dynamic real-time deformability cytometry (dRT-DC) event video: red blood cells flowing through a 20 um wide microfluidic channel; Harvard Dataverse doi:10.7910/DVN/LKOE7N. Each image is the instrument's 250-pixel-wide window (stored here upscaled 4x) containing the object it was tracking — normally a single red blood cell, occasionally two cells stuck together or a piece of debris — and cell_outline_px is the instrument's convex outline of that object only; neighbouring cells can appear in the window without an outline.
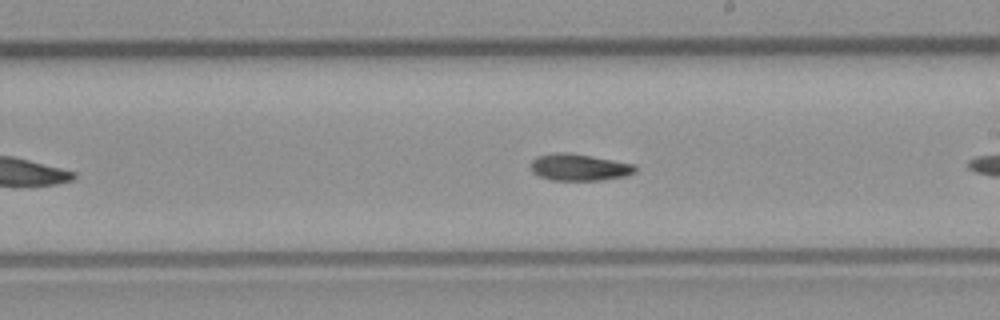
{"species": "common noctule bat (a hibernating species)", "species_latin": "Nyctalus noctula", "temperature_condition": "room temperature", "stored_images_in_passage": 24, "segment_of_instrument_passage": [2, 2], "camera_frame_rate_fps": 3000, "um_per_image_px": 0.085, "animal": {"sex": "male", "body_mass_g": 23.1, "forearm_length_mm": 52.7}, "frame": {"image": 1, "passage_image": 16, "time_ms": 5.0, "image_size_px": [1000, 320], "cell_outline_px": [[636, 172], [624, 176], [600, 180], [552, 180], [540, 176], [532, 172], [532, 160], [536, 156], [556, 152], [568, 152], [636, 164]], "centroid_in_image_um": [49.23, 14.21], "position_along_channel_um": 239.8, "area_um2": 16.24}}
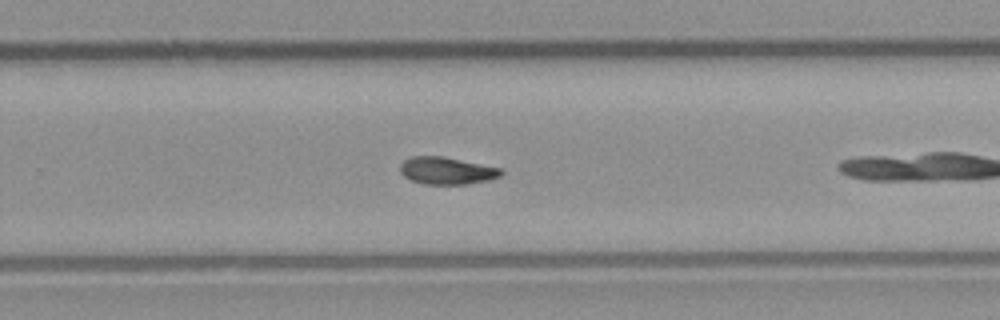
{"frame": {"image": 2, "passage_image": 20, "time_ms": 6.333, "image_size_px": [1000, 320], "cell_outline_px": [[504, 172], [500, 176], [488, 180], [468, 184], [424, 184], [412, 180], [404, 176], [400, 172], [400, 164], [404, 160], [412, 156], [444, 156], [500, 168]], "centroid_in_image_um": [37.96, 14.5], "position_along_channel_um": 291.8, "area_um2": 16.01}}
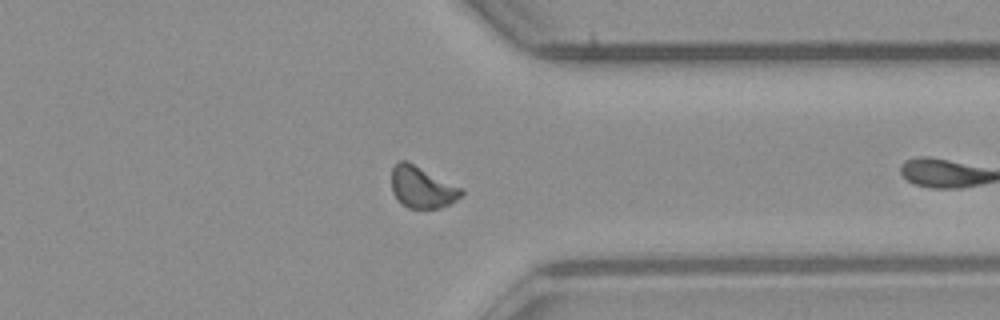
{"frame": {"image": 3, "passage_image": 23, "time_ms": 7.333, "image_size_px": [1000, 320], "cell_outline_px": [[464, 192], [456, 200], [440, 208], [408, 208], [400, 204], [392, 192], [392, 168], [400, 160], [408, 160], [460, 188]], "centroid_in_image_um": [35.82, 15.92], "position_along_channel_um": 375.6, "area_um2": 16.76}}